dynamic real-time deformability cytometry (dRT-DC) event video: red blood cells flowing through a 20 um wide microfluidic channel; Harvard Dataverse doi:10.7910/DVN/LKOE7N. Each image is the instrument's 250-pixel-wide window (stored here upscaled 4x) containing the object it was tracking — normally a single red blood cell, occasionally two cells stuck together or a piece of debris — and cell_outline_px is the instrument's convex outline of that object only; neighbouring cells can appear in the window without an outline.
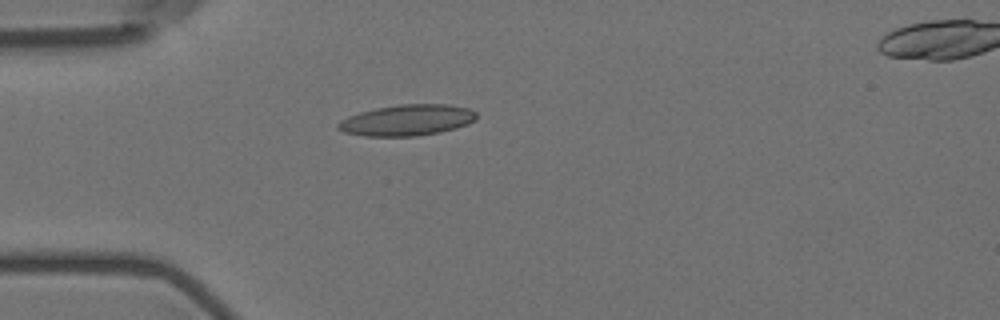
{"species": "Egyptian fruit bat (a non-hibernating species)", "species_latin": "Rousettus aegyptiacus", "temperature_condition": "room temperature", "stored_images_in_passage": 43, "camera_frame_rate_fps": 3000, "um_per_image_px": 0.085, "animal": {"sex": "female"}, "frame": {"image": 1, "passage_image": 2, "time_ms": 0.333, "image_size_px": [1000, 320], "cell_outline_px": [[476, 120], [468, 124], [456, 128], [440, 132], [416, 136], [364, 136], [344, 132], [336, 128], [336, 124], [340, 120], [348, 116], [360, 112], [376, 108], [400, 104], [448, 104], [468, 108], [476, 112]], "centroid_in_image_um": [34.59, 10.21], "position_along_channel_um": 50.4, "area_um2": 25.14}}
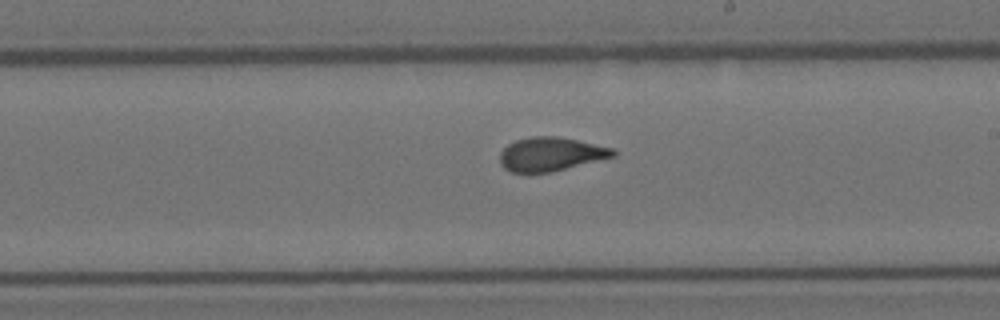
{"frame": {"image": 2, "passage_image": 19, "time_ms": 6.0, "image_size_px": [1000, 320], "cell_outline_px": [[616, 156], [552, 172], [528, 176], [512, 172], [504, 168], [500, 164], [500, 152], [508, 144], [516, 140], [532, 136], [556, 136], [576, 140], [612, 148], [616, 152]], "centroid_in_image_um": [46.75, 13.14], "position_along_channel_um": 242.2, "area_um2": 22.72}}
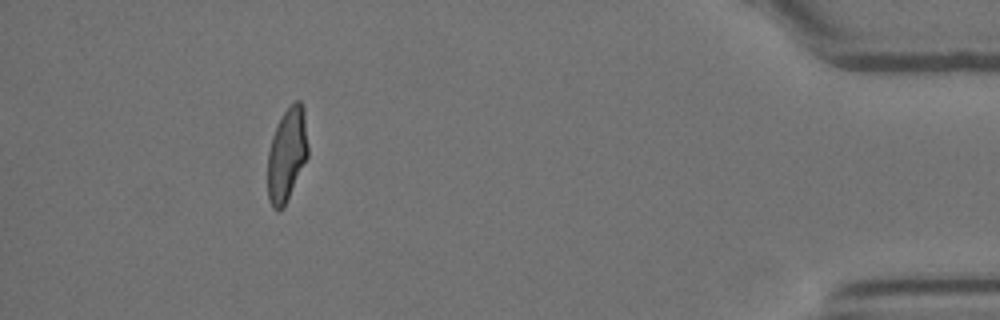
{"frame": {"image": 3, "passage_image": 38, "time_ms": 12.333, "image_size_px": [1000, 320], "cell_outline_px": [[308, 156], [284, 208], [272, 208], [268, 200], [268, 152], [272, 136], [276, 124], [284, 112], [296, 100], [300, 100], [304, 108], [308, 148]], "centroid_in_image_um": [24.39, 13.14], "position_along_channel_um": 410.8, "area_um2": 21.96}, "authors_computed_cell_mechanics": {"area_um2": 22.6576, "velocity_mm_per_s": 3.5856, "shape_relaxation_time_tau1_ms": 7.0837, "shape_relaxation_time_tau2_ms": 1.1922, "deformation_change_tau1": 0.2178, "deformation_change_tau2": 0.0855}}